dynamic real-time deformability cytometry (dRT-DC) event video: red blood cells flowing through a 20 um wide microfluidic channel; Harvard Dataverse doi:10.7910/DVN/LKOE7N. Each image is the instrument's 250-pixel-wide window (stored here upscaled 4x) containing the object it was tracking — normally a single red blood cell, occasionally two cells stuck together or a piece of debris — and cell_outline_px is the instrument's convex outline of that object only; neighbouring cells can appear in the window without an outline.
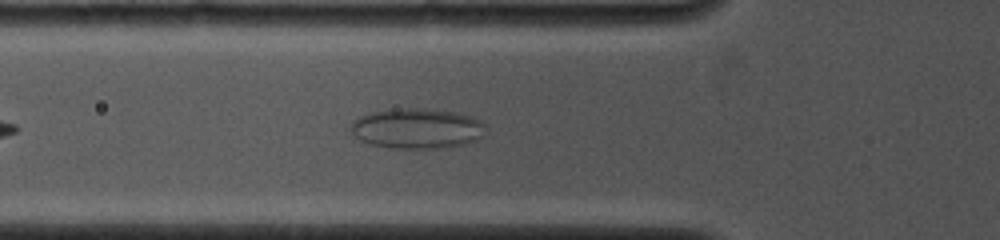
{"species": "common noctule bat (a hibernating species)", "species_latin": "Nyctalus noctula", "temperature_condition": "cold", "stored_images_in_passage": 43, "camera_frame_rate_fps": 4000, "um_per_image_px": 0.085, "animal": {"sex": "female", "body_mass_g": 19.0, "forearm_length_mm": 53.3}, "frame": {"image": 1, "passage_image": 9, "time_ms": 2.0, "image_size_px": [1000, 240], "cell_outline_px": [[484, 136], [476, 140], [464, 144], [448, 148], [388, 148], [368, 144], [360, 140], [348, 128], [352, 120], [360, 116], [372, 112], [396, 108], [420, 108], [456, 112], [472, 116], [480, 120], [484, 124]], "centroid_in_image_um": [35.43, 10.92], "position_along_channel_um": 90.4, "area_um2": 32.02}}
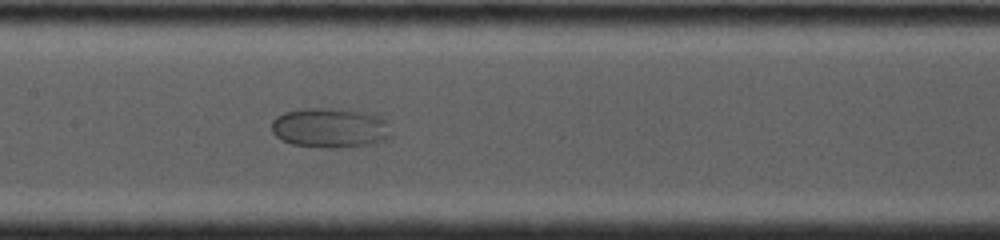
{"frame": {"image": 2, "passage_image": 18, "time_ms": 4.25, "image_size_px": [1000, 240], "cell_outline_px": [[392, 136], [384, 140], [372, 144], [292, 144], [280, 140], [272, 132], [272, 120], [276, 116], [284, 112], [304, 108], [328, 108], [376, 112], [388, 124]], "centroid_in_image_um": [28.07, 10.78], "position_along_channel_um": 179.3, "area_um2": 26.93}}
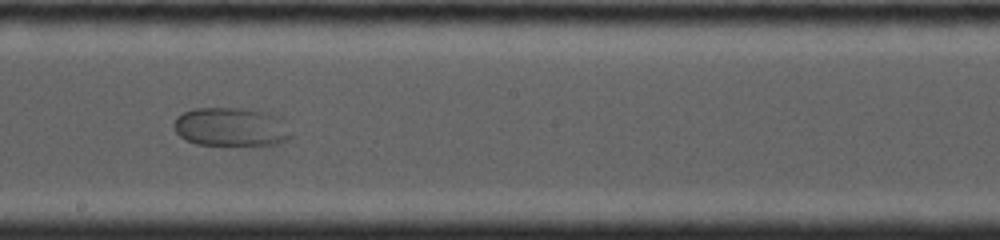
{"frame": {"image": 3, "passage_image": 22, "time_ms": 5.5, "image_size_px": [1000, 240], "cell_outline_px": [[292, 136], [288, 140], [276, 144], [260, 148], [196, 144], [184, 140], [176, 132], [172, 124], [176, 116], [192, 108], [240, 108], [268, 112], [284, 116]], "centroid_in_image_um": [19.71, 10.83], "position_along_channel_um": 228.5, "area_um2": 27.98}}